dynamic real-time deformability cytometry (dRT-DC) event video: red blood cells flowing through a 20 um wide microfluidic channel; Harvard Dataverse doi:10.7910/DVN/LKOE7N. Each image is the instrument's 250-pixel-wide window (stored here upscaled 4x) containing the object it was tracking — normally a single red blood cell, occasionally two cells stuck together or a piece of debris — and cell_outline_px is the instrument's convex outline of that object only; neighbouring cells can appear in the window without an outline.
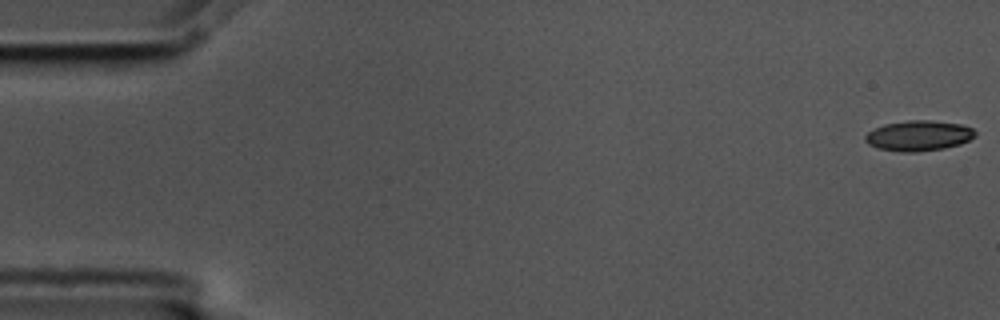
{"species": "common noctule bat (a hibernating species)", "species_latin": "Nyctalus noctula", "temperature_condition": "cold", "stored_images_in_passage": 55, "camera_frame_rate_fps": 3000, "um_per_image_px": 0.085, "animal": {"sex": "male", "body_mass_g": 17.5, "forearm_length_mm": 52.3}, "frame": {"image": 1, "passage_image": 1, "time_ms": 0.0, "image_size_px": [1000, 320], "cell_outline_px": [[976, 136], [960, 144], [944, 148], [916, 152], [900, 152], [876, 148], [868, 144], [864, 140], [864, 136], [868, 132], [884, 124], [908, 120], [928, 120], [960, 124], [972, 128], [976, 132]], "centroid_in_image_um": [78.06, 11.54], "position_along_channel_um": 6.9, "area_um2": 19.48}}
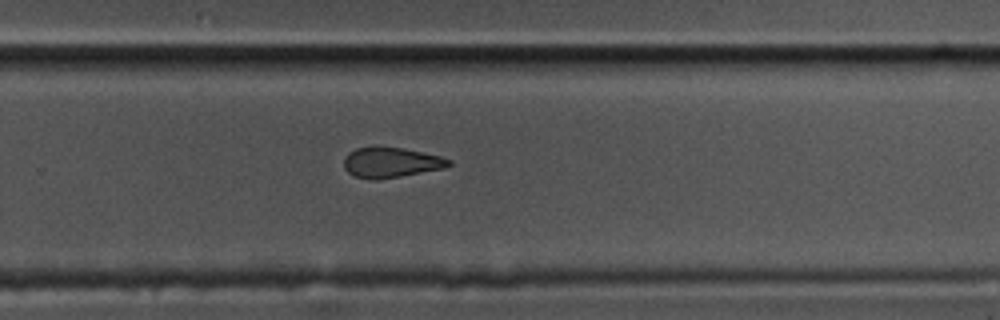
{"frame": {"image": 2, "passage_image": 37, "time_ms": 12.0, "image_size_px": [1000, 320], "cell_outline_px": [[452, 164], [444, 168], [400, 176], [376, 180], [368, 180], [352, 176], [344, 168], [344, 156], [348, 152], [356, 148], [372, 144], [376, 144], [404, 148], [440, 156], [452, 160]], "centroid_in_image_um": [33.16, 13.78], "position_along_channel_um": 296.6, "area_um2": 19.13}}
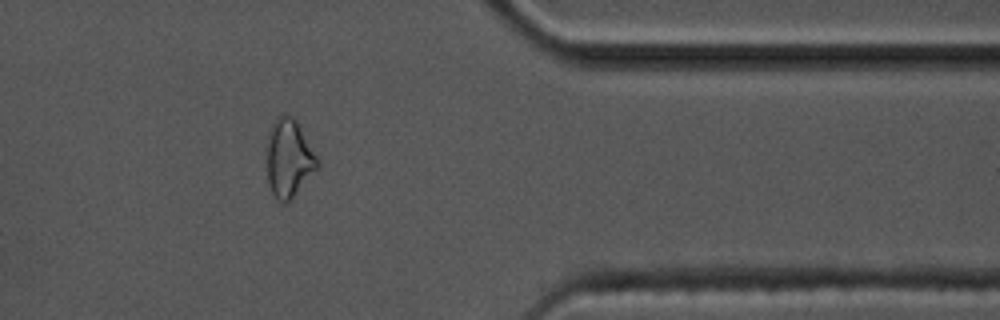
{"frame": {"image": 3, "passage_image": 46, "time_ms": 15.0, "image_size_px": [1000, 320], "cell_outline_px": [[320, 164], [292, 200], [284, 204], [272, 192], [268, 180], [268, 132], [276, 116], [280, 112], [284, 112], [292, 116], [296, 120], [320, 160]], "centroid_in_image_um": [24.58, 13.41], "position_along_channel_um": 386.8, "area_um2": 23.06}, "authors_computed_cell_mechanics": {"area_um2": 19.8254, "velocity_mm_per_s": 3.5828, "shape_relaxation_time_tau1_ms": null, "shape_relaxation_time_tau2_ms": 4.6356, "deformation_change_tau1": null, "deformation_change_tau2": 0.1215}}